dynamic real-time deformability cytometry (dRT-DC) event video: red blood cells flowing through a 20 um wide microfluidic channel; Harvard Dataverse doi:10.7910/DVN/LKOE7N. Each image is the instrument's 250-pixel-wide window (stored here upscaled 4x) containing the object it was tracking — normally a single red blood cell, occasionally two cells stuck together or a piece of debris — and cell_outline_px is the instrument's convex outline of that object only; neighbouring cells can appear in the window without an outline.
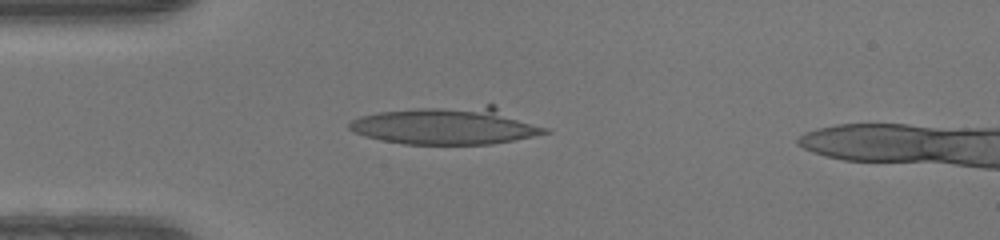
{"species": "human", "species_latin": "Homo sapiens", "temperature_condition": "warm", "stored_images_in_passage": 38, "segment_of_instrument_passage": [1, 2], "camera_frame_rate_fps": 3000, "um_per_image_px": 0.085, "donor": {"sex": "female"}, "frame": {"image": 1, "passage_image": 1, "time_ms": 0.0, "image_size_px": [1000, 240], "cell_outline_px": [[552, 132], [512, 140], [488, 144], [404, 144], [364, 136], [348, 128], [348, 124], [352, 120], [360, 116], [380, 112], [488, 104], [492, 104], [548, 128]], "centroid_in_image_um": [38.03, 10.69], "position_along_channel_um": 47.0, "area_um2": 42.25}}
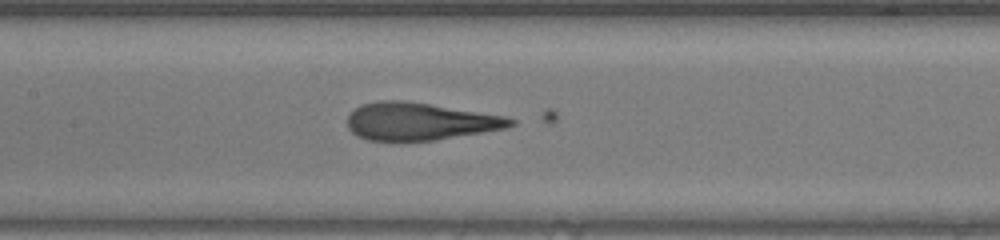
{"frame": {"image": 2, "passage_image": 11, "time_ms": 3.333, "image_size_px": [1000, 240], "cell_outline_px": [[516, 124], [504, 128], [436, 140], [368, 140], [352, 132], [348, 128], [348, 116], [356, 108], [364, 104], [380, 100], [400, 100], [428, 104], [504, 116], [516, 120]], "centroid_in_image_um": [35.67, 10.32], "position_along_channel_um": 171.7, "area_um2": 34.91}}
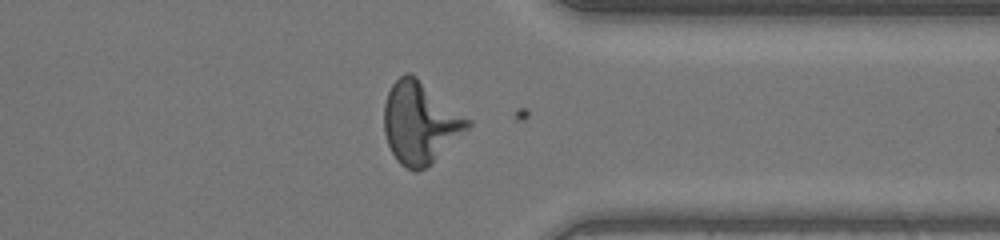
{"frame": {"image": 3, "passage_image": 26, "time_ms": 8.333, "image_size_px": [1000, 240], "cell_outline_px": [[472, 124], [468, 128], [424, 168], [416, 172], [400, 164], [396, 160], [388, 144], [384, 132], [384, 104], [388, 92], [392, 84], [400, 76], [408, 72], [416, 76], [472, 120]], "centroid_in_image_um": [35.69, 10.4], "position_along_channel_um": 375.7, "area_um2": 39.19}}